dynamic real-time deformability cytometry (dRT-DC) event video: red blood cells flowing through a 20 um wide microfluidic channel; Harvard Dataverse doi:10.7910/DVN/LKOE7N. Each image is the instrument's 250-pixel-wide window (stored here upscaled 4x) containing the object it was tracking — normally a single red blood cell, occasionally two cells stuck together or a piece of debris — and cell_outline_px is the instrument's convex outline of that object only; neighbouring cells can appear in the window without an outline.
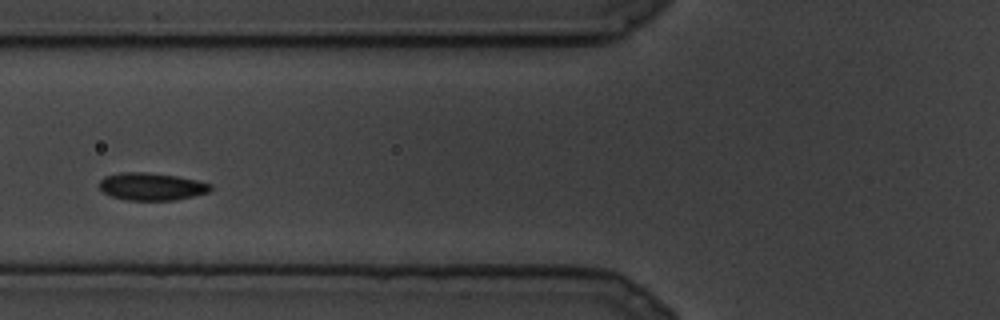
{"species": "common noctule bat (a hibernating species)", "species_latin": "Nyctalus noctula", "temperature_condition": "cold", "stored_images_in_passage": 11, "camera_frame_rate_fps": 3000, "um_per_image_px": 0.085, "animal": {"sex": "male", "body_mass_g": 19.5, "forearm_length_mm": 54.6}, "frame": {"image": 1, "passage_image": 5, "time_ms": 1.333, "image_size_px": [1000, 320], "cell_outline_px": [[212, 188], [208, 192], [192, 196], [172, 200], [128, 200], [112, 196], [104, 192], [100, 188], [100, 180], [104, 176], [120, 172], [148, 172], [176, 176], [196, 180], [212, 184]], "centroid_in_image_um": [12.87, 15.84], "position_along_channel_um": 112.9, "area_um2": 17.69}}
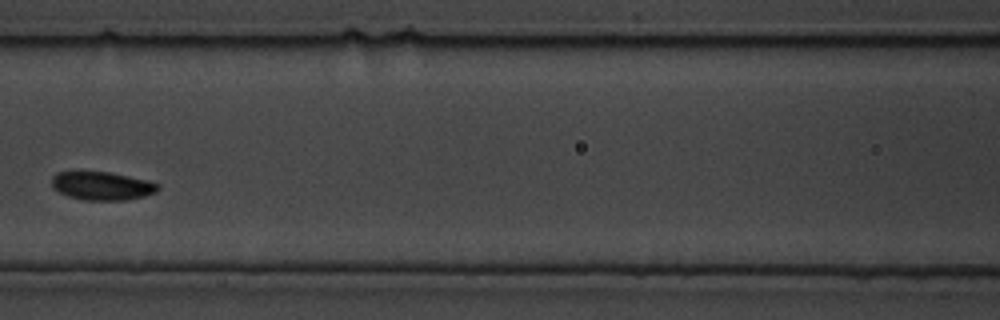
{"frame": {"image": 2, "passage_image": 7, "time_ms": 2.0, "image_size_px": [1000, 320], "cell_outline_px": [[160, 188], [156, 192], [144, 196], [128, 200], [84, 200], [68, 196], [52, 188], [52, 176], [56, 172], [108, 172], [148, 180], [160, 184]], "centroid_in_image_um": [8.69, 15.8], "position_along_channel_um": 157.9, "area_um2": 17.57}}
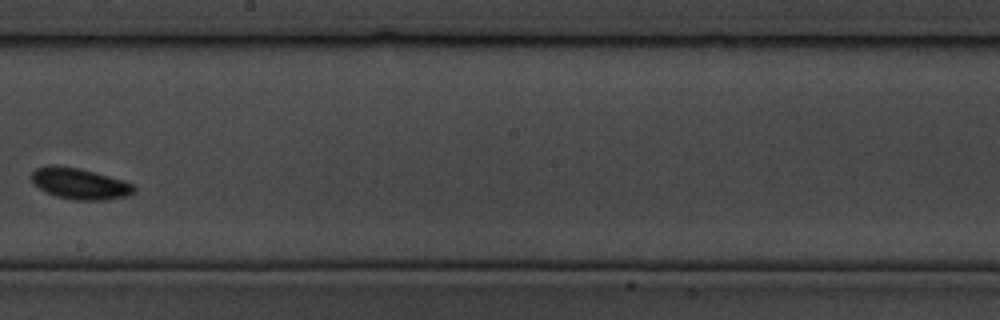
{"frame": {"image": 3, "passage_image": 10, "time_ms": 3.0, "image_size_px": [1000, 320], "cell_outline_px": [[136, 192], [128, 196], [104, 200], [72, 200], [56, 196], [40, 188], [32, 180], [32, 172], [36, 168], [48, 164], [56, 164], [80, 168], [124, 180], [132, 184], [136, 188]], "centroid_in_image_um": [6.81, 15.6], "position_along_channel_um": 241.4, "area_um2": 18.73}}